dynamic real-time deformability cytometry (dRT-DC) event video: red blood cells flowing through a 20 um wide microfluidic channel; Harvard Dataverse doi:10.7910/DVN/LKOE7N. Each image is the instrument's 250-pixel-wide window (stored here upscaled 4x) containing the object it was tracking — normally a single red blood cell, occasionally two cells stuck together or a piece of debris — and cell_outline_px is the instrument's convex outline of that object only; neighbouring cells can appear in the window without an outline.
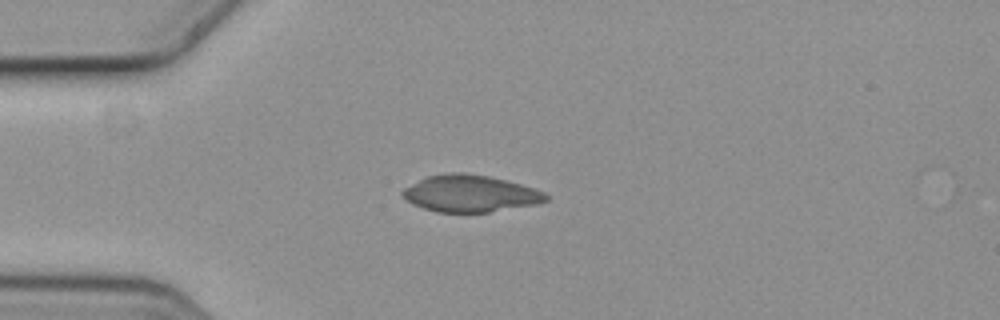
{"species": "common noctule bat (a hibernating species)", "species_latin": "Nyctalus noctula", "temperature_condition": "cold", "stored_images_in_passage": 14, "camera_frame_rate_fps": 3000, "um_per_image_px": 0.085, "animal": {"sex": "female", "body_mass_g": 19.3, "forearm_length_mm": 54.1}, "frame": {"image": 1, "passage_image": 3, "time_ms": 0.667, "image_size_px": [1000, 320], "cell_outline_px": [[548, 200], [536, 204], [488, 212], [436, 212], [412, 204], [400, 192], [404, 188], [428, 176], [448, 172], [464, 172], [488, 176], [520, 184], [544, 192], [548, 196]], "centroid_in_image_um": [39.95, 16.45], "position_along_channel_um": 45.0, "area_um2": 30.46}}
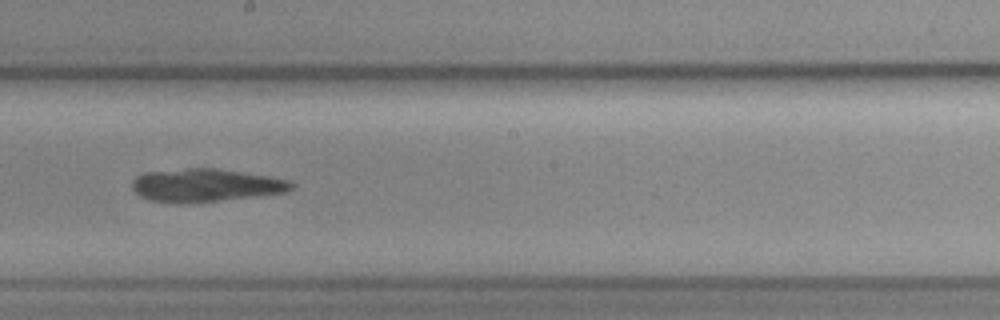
{"frame": {"image": 2, "passage_image": 8, "time_ms": 2.333, "image_size_px": [1000, 320], "cell_outline_px": [[296, 188], [288, 192], [256, 196], [188, 204], [168, 204], [148, 200], [140, 196], [132, 188], [132, 180], [136, 176], [144, 172], [188, 168], [216, 168], [268, 176], [288, 180], [296, 184]], "centroid_in_image_um": [17.46, 15.76], "position_along_channel_um": 230.7, "area_um2": 31.21}}
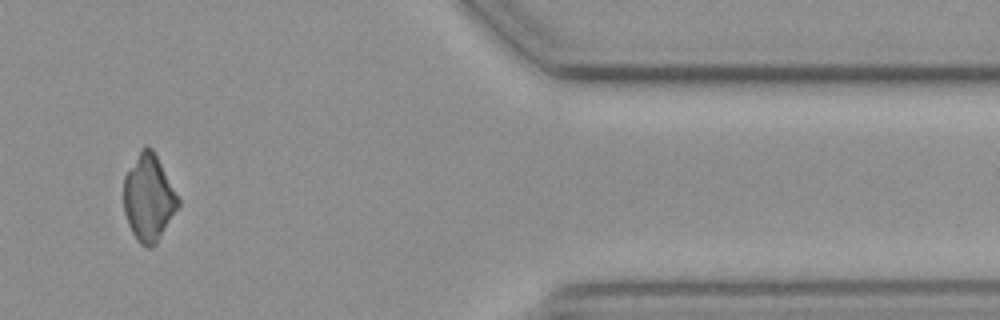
{"frame": {"image": 3, "passage_image": 12, "time_ms": 3.667, "image_size_px": [1000, 320], "cell_outline_px": [[180, 204], [156, 244], [152, 248], [148, 248], [140, 244], [136, 240], [128, 224], [124, 212], [124, 176], [140, 148], [144, 144], [148, 144], [152, 148], [180, 200]], "centroid_in_image_um": [12.62, 16.81], "position_along_channel_um": 398.8, "area_um2": 27.51}}